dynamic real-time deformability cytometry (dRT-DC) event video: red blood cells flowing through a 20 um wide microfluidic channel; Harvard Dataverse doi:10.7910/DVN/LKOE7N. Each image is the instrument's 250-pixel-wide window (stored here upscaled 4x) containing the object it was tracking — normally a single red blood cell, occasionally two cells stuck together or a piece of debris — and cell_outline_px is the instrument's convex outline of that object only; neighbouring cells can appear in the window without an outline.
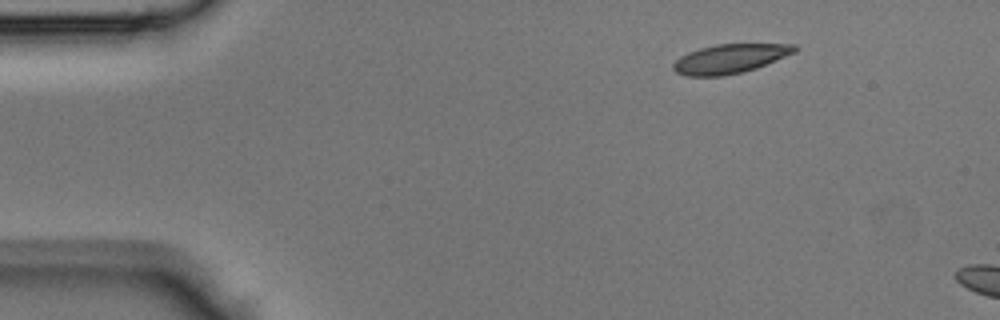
{"species": "Egyptian fruit bat (a non-hibernating species)", "species_latin": "Rousettus aegyptiacus", "temperature_condition": "room temperature", "stored_images_in_passage": 5, "camera_frame_rate_fps": 3000, "um_per_image_px": 0.085, "animal": {"sex": "male"}, "frame": {"image": 1, "passage_image": 1, "time_ms": 0.0, "image_size_px": [1000, 320], "cell_outline_px": [[796, 52], [756, 68], [744, 72], [724, 76], [688, 76], [676, 72], [672, 68], [672, 64], [680, 56], [688, 52], [700, 48], [716, 44], [796, 44]], "centroid_in_image_um": [62.02, 4.99], "position_along_channel_um": 23.0, "area_um2": 20.63}}